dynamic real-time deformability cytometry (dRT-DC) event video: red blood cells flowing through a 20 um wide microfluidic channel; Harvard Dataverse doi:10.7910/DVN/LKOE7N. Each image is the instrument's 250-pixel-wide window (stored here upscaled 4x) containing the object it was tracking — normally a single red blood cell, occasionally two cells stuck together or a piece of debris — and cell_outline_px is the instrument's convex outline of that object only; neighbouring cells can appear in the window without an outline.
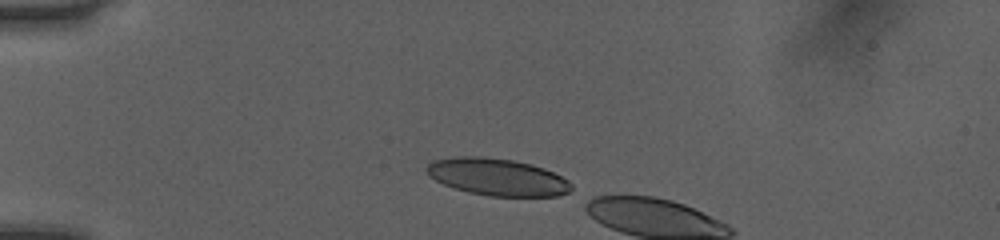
{"species": "human", "species_latin": "Homo sapiens", "temperature_condition": "room temperature", "stored_images_in_passage": 4, "camera_frame_rate_fps": 3000, "um_per_image_px": 0.085, "donor": {"sex": "female"}, "frame": {"image": 1, "passage_image": 1, "time_ms": 0.0, "image_size_px": [1000, 240], "cell_outline_px": [[572, 188], [568, 192], [556, 196], [488, 196], [468, 192], [444, 184], [436, 180], [424, 168], [432, 160], [452, 156], [480, 156], [512, 160], [532, 164], [544, 168], [568, 180], [572, 184]], "centroid_in_image_um": [42.26, 15.03], "position_along_channel_um": 42.7, "area_um2": 31.21}}